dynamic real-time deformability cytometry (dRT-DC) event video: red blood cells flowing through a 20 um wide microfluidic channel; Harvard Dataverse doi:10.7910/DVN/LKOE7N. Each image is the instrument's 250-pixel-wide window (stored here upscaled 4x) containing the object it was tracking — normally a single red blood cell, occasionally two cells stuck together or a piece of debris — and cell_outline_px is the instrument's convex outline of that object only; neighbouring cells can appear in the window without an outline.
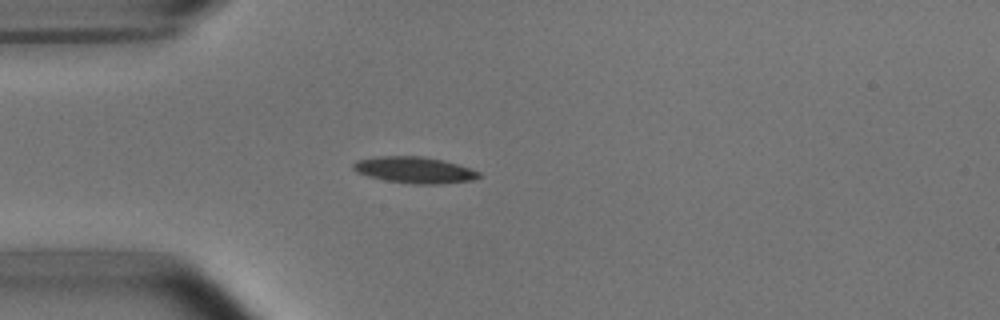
{"species": "common noctule bat (a hibernating species)", "species_latin": "Nyctalus noctula", "temperature_condition": "room temperature", "stored_images_in_passage": 1, "camera_frame_rate_fps": 3000, "um_per_image_px": 0.085, "animal": {"sex": "male", "body_mass_g": 15.6}, "frame": {"image": 1, "passage_image": 1, "time_ms": 0.0, "image_size_px": [1000, 320], "cell_outline_px": [[480, 176], [472, 180], [440, 184], [416, 184], [388, 180], [368, 176], [356, 172], [352, 168], [352, 164], [356, 160], [372, 156], [420, 156], [444, 160], [480, 172]], "centroid_in_image_um": [35.18, 14.43], "position_along_channel_um": 49.8, "area_um2": 19.19}}